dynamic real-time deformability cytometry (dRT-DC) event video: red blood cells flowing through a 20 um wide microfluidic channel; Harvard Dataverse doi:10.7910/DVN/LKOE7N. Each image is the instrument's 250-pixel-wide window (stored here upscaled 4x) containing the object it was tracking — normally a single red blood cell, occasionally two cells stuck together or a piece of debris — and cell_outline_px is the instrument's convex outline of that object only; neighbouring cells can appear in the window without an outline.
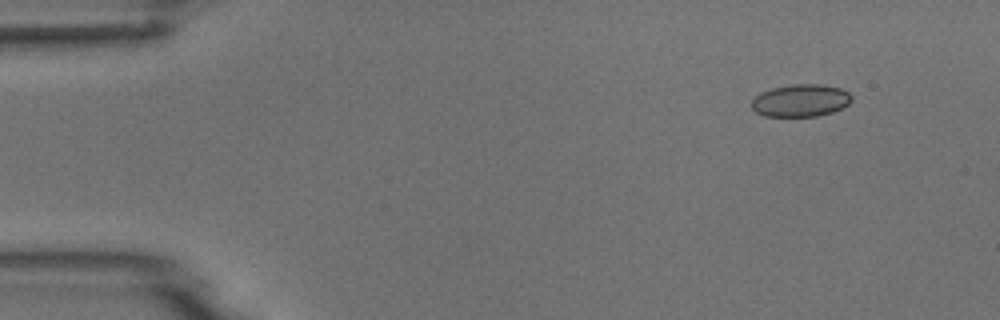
{"species": "common noctule bat (a hibernating species)", "species_latin": "Nyctalus noctula", "temperature_condition": "room temperature", "stored_images_in_passage": 4, "camera_frame_rate_fps": 3000, "um_per_image_px": 0.085, "animal": {"sex": "male", "body_mass_g": 18.8}, "frame": {"image": 1, "passage_image": 2, "time_ms": 1.0, "image_size_px": [1000, 320], "cell_outline_px": [[852, 100], [848, 104], [832, 112], [816, 116], [764, 116], [756, 112], [752, 108], [752, 100], [760, 92], [772, 88], [792, 84], [824, 84], [840, 88], [848, 92], [852, 96]], "centroid_in_image_um": [68.05, 8.53], "position_along_channel_um": 16.9, "area_um2": 18.9}}
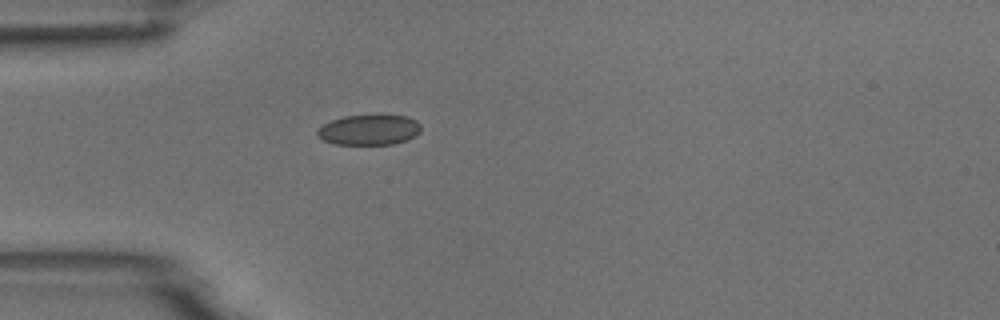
{"frame": {"image": 2, "passage_image": 4, "time_ms": 4.333, "image_size_px": [1000, 320], "cell_outline_px": [[420, 132], [416, 136], [408, 140], [392, 144], [336, 144], [324, 140], [316, 136], [316, 128], [332, 120], [344, 116], [408, 116], [416, 120], [420, 124]], "centroid_in_image_um": [31.37, 11.05], "position_along_channel_um": 53.6, "area_um2": 18.26}}